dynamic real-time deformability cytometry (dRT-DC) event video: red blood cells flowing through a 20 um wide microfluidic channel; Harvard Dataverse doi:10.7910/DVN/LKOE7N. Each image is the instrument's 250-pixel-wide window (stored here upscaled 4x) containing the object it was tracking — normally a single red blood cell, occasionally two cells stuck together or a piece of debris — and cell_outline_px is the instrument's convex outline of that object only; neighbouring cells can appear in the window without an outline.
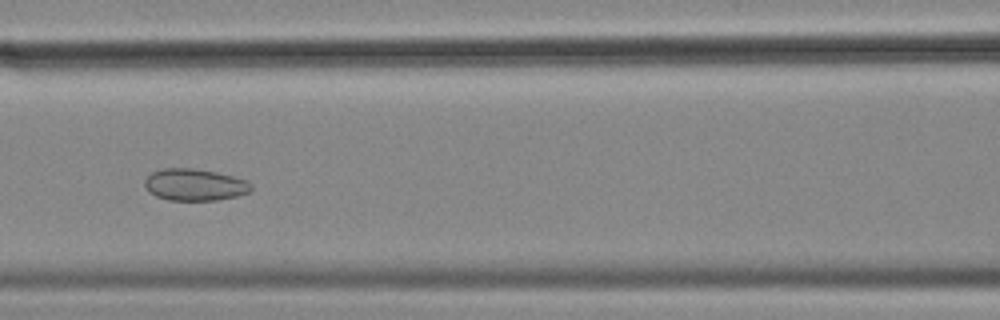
{"species": "common noctule bat (a hibernating species)", "species_latin": "Nyctalus noctula", "temperature_condition": "cold", "stored_images_in_passage": 7, "camera_frame_rate_fps": 3000, "um_per_image_px": 0.085, "animal": {"sex": "female", "body_mass_g": 18.4}, "frame": {"image": 1, "passage_image": 3, "time_ms": 0.667, "image_size_px": [1000, 320], "cell_outline_px": [[252, 188], [248, 192], [236, 196], [216, 200], [168, 200], [156, 196], [148, 192], [144, 184], [144, 180], [152, 172], [164, 168], [192, 168], [216, 172], [248, 180], [252, 184]], "centroid_in_image_um": [16.54, 15.7], "position_along_channel_um": 150.1, "area_um2": 19.77}}
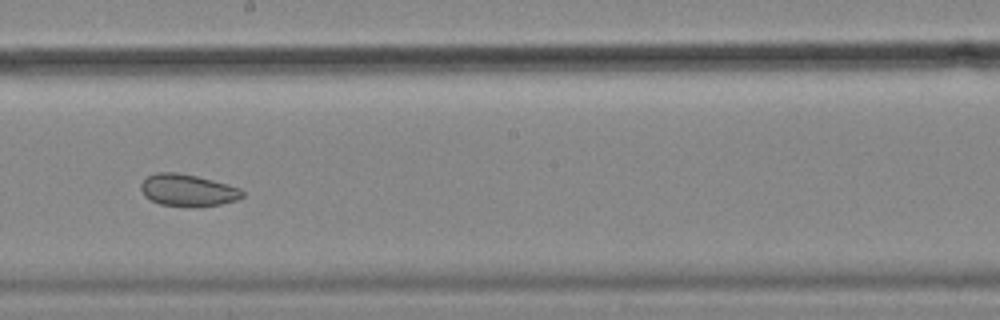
{"frame": {"image": 2, "passage_image": 5, "time_ms": 1.333, "image_size_px": [1000, 320], "cell_outline_px": [[244, 196], [236, 200], [220, 204], [160, 204], [144, 196], [140, 188], [140, 184], [148, 176], [156, 172], [176, 172], [196, 176], [228, 184], [240, 188], [244, 192]], "centroid_in_image_um": [15.95, 16.12], "position_along_channel_um": 232.3, "area_um2": 18.21}}
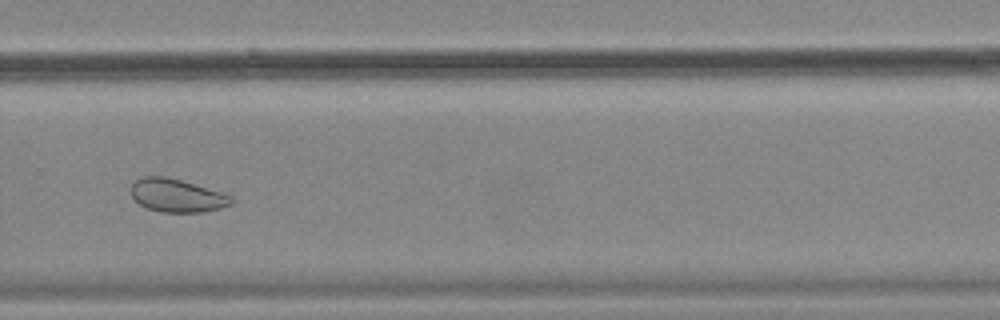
{"frame": {"image": 3, "passage_image": 7, "time_ms": 2.0, "image_size_px": [1000, 320], "cell_outline_px": [[232, 204], [220, 208], [204, 212], [160, 212], [148, 208], [140, 204], [132, 196], [132, 184], [136, 180], [144, 176], [164, 176], [180, 180], [220, 192], [232, 196]], "centroid_in_image_um": [15.04, 16.63], "position_along_channel_um": 314.8, "area_um2": 19.07}}